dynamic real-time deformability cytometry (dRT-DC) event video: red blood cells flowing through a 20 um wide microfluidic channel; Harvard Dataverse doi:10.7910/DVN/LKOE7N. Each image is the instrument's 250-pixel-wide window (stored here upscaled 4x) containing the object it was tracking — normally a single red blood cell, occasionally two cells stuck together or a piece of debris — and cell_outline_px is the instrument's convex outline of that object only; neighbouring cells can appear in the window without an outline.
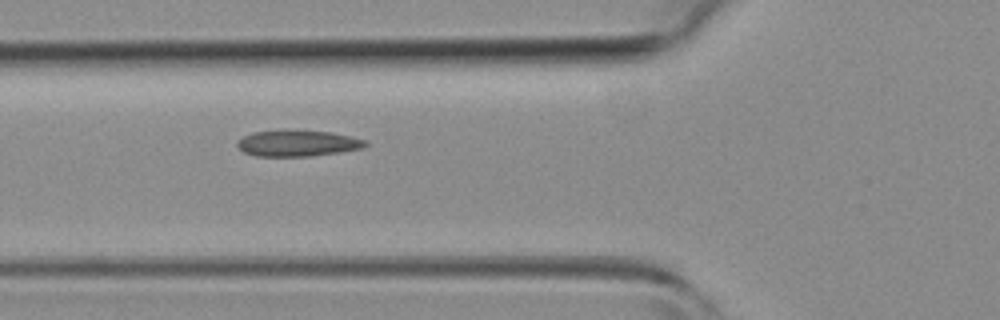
{"species": "common noctule bat (a hibernating species)", "species_latin": "Nyctalus noctula", "temperature_condition": "room temperature", "stored_images_in_passage": 4, "camera_frame_rate_fps": 3000, "um_per_image_px": 0.085, "animal": {"sex": "female", "body_mass_g": 19.3, "forearm_length_mm": 54.1}, "frame": {"image": 1, "passage_image": 3, "time_ms": 2.333, "image_size_px": [1000, 320], "cell_outline_px": [[368, 144], [364, 148], [340, 152], [312, 156], [256, 156], [244, 152], [236, 144], [236, 140], [252, 132], [288, 128], [292, 128], [332, 132], [368, 140]], "centroid_in_image_um": [25.31, 12.14], "position_along_channel_um": 100.5, "area_um2": 20.23}}
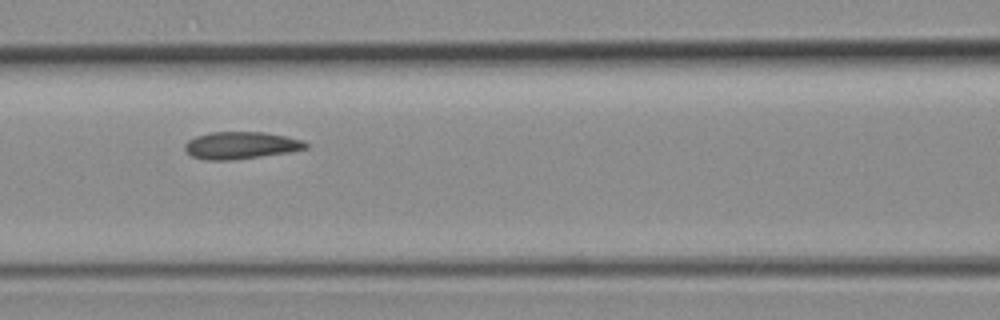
{"frame": {"image": 2, "passage_image": 4, "time_ms": 3.333, "image_size_px": [1000, 320], "cell_outline_px": [[308, 148], [288, 152], [260, 156], [228, 160], [204, 160], [192, 156], [184, 148], [184, 144], [188, 140], [196, 136], [212, 132], [264, 132], [304, 140], [308, 144]], "centroid_in_image_um": [20.46, 12.35], "position_along_channel_um": 146.1, "area_um2": 19.02}}